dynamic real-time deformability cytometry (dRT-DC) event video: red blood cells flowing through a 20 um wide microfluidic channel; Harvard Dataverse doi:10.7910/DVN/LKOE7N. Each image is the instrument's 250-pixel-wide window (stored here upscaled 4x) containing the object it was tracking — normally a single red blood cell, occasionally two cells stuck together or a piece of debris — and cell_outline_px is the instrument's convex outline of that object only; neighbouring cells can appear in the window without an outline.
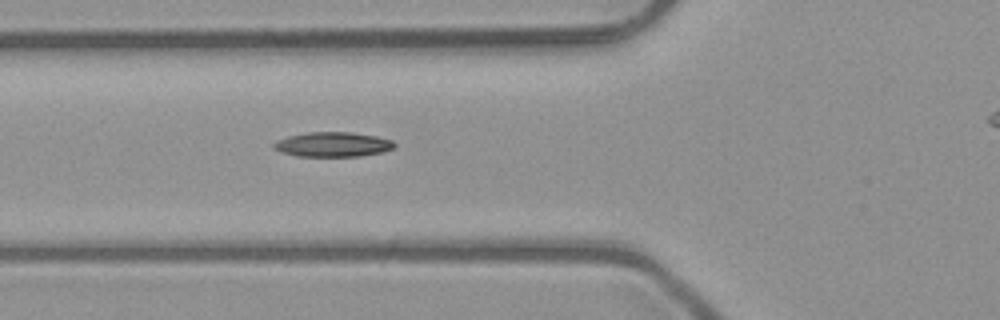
{"species": "common noctule bat (a hibernating species)", "species_latin": "Nyctalus noctula", "temperature_condition": "room temperature", "stored_images_in_passage": 3, "segment_of_instrument_passage": [1, 2], "camera_frame_rate_fps": 3000, "um_per_image_px": 0.085, "animal": {"sex": "male", "body_mass_g": 23.1, "forearm_length_mm": 52.7}, "frame": {"image": 1, "passage_image": 2, "time_ms": 0.333, "image_size_px": [1000, 320], "cell_outline_px": [[396, 144], [392, 148], [384, 152], [360, 156], [296, 156], [280, 152], [272, 144], [276, 140], [288, 136], [308, 132], [352, 132], [376, 136], [392, 140]], "centroid_in_image_um": [28.29, 12.27], "position_along_channel_um": 97.5, "area_um2": 17.4}}